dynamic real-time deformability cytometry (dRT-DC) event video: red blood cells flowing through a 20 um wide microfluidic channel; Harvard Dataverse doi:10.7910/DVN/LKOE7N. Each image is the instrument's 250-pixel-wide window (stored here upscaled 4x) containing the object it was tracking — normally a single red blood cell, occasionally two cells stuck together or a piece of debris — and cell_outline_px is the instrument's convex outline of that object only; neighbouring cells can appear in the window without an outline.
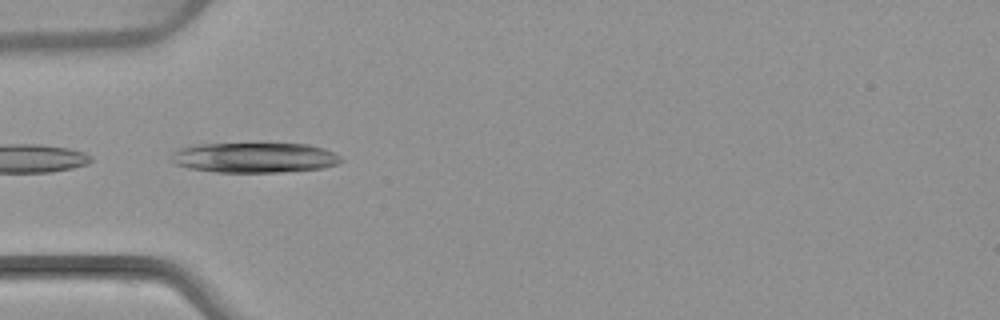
{"species": "common noctule bat (a hibernating species)", "species_latin": "Nyctalus noctula", "temperature_condition": "warm", "stored_images_in_passage": 7, "camera_frame_rate_fps": 3000, "um_per_image_px": 0.085, "animal": {"sex": "female", "body_mass_g": 22.7, "forearm_length_mm": 54.2}, "frame": {"image": 1, "passage_image": 5, "time_ms": 5.0, "image_size_px": [1000, 320], "cell_outline_px": [[344, 160], [336, 164], [320, 168], [280, 172], [216, 172], [188, 168], [172, 164], [168, 160], [172, 152], [180, 148], [192, 144], [308, 144], [324, 148], [340, 156]], "centroid_in_image_um": [21.54, 13.4], "position_along_channel_um": 63.5, "area_um2": 29.94}}
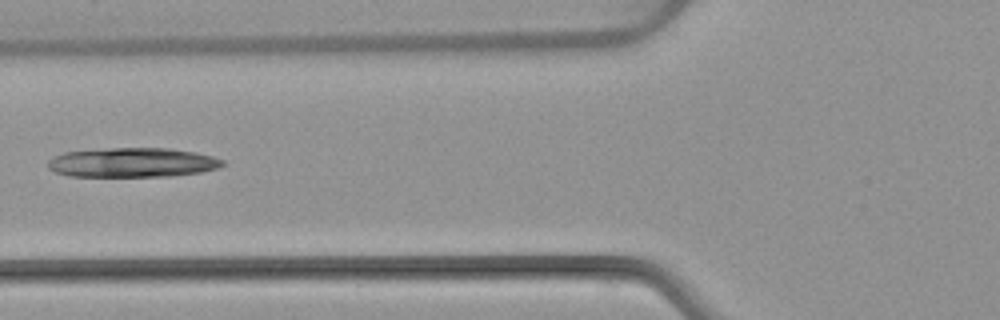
{"frame": {"image": 2, "passage_image": 6, "time_ms": 6.333, "image_size_px": [1000, 320], "cell_outline_px": [[224, 164], [216, 168], [200, 172], [168, 176], [68, 176], [56, 172], [48, 168], [48, 160], [52, 156], [64, 152], [108, 148], [168, 148], [196, 152], [212, 156], [224, 160]], "centroid_in_image_um": [11.22, 13.8], "position_along_channel_um": 114.6, "area_um2": 29.94}}
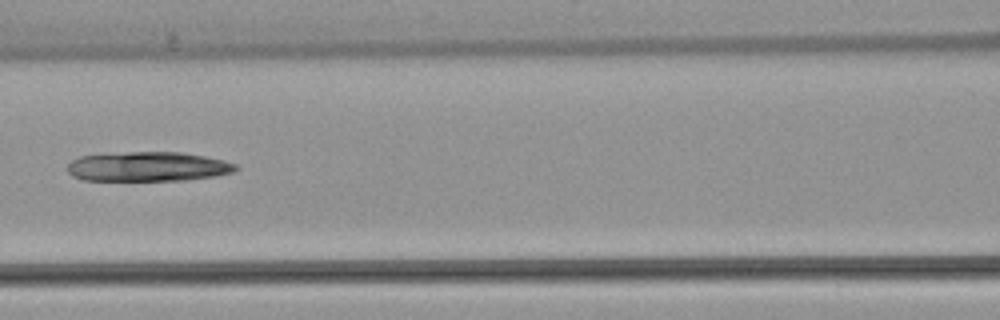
{"frame": {"image": 3, "passage_image": 7, "time_ms": 7.333, "image_size_px": [1000, 320], "cell_outline_px": [[240, 168], [232, 172], [216, 176], [184, 180], [84, 180], [72, 176], [68, 172], [68, 164], [72, 160], [80, 156], [128, 152], [180, 152], [204, 156], [224, 160], [236, 164]], "centroid_in_image_um": [12.59, 14.16], "position_along_channel_um": 154.0, "area_um2": 28.9}}